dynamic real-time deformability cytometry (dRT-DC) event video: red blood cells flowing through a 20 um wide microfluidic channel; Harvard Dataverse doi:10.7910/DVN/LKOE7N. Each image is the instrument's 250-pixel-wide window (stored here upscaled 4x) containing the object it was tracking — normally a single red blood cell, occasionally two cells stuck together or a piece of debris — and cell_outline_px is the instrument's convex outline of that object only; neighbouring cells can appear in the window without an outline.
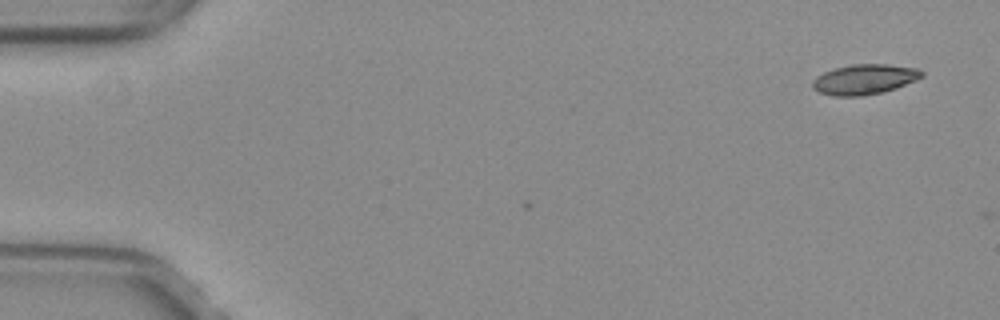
{"species": "common noctule bat (a hibernating species)", "species_latin": "Nyctalus noctula", "temperature_condition": "warm", "stored_images_in_passage": 3, "camera_frame_rate_fps": 3000, "um_per_image_px": 0.085, "animal": {"sex": "female", "body_mass_g": 29.2, "forearm_length_mm": 56.3}, "frame": {"image": 1, "passage_image": 3, "time_ms": 0.667, "image_size_px": [1000, 320], "cell_outline_px": [[924, 76], [916, 80], [896, 88], [884, 92], [864, 96], [832, 96], [820, 92], [812, 88], [812, 80], [816, 76], [824, 72], [836, 68], [852, 64], [888, 64], [920, 68], [924, 72]], "centroid_in_image_um": [73.5, 6.74], "position_along_channel_um": 11.5, "area_um2": 19.42}}